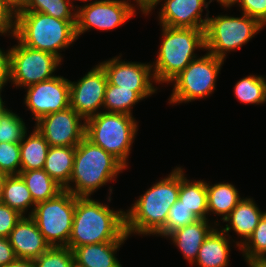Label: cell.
<instances>
[{
	"label": "cell",
	"mask_w": 266,
	"mask_h": 267,
	"mask_svg": "<svg viewBox=\"0 0 266 267\" xmlns=\"http://www.w3.org/2000/svg\"><path fill=\"white\" fill-rule=\"evenodd\" d=\"M35 125L49 146H77L85 138V119L71 106L39 118Z\"/></svg>",
	"instance_id": "cell-12"
},
{
	"label": "cell",
	"mask_w": 266,
	"mask_h": 267,
	"mask_svg": "<svg viewBox=\"0 0 266 267\" xmlns=\"http://www.w3.org/2000/svg\"><path fill=\"white\" fill-rule=\"evenodd\" d=\"M249 267H266L265 260H252L247 262Z\"/></svg>",
	"instance_id": "cell-44"
},
{
	"label": "cell",
	"mask_w": 266,
	"mask_h": 267,
	"mask_svg": "<svg viewBox=\"0 0 266 267\" xmlns=\"http://www.w3.org/2000/svg\"><path fill=\"white\" fill-rule=\"evenodd\" d=\"M72 267H80V266H78L76 263H74Z\"/></svg>",
	"instance_id": "cell-49"
},
{
	"label": "cell",
	"mask_w": 266,
	"mask_h": 267,
	"mask_svg": "<svg viewBox=\"0 0 266 267\" xmlns=\"http://www.w3.org/2000/svg\"><path fill=\"white\" fill-rule=\"evenodd\" d=\"M128 237L124 211H115L89 197H76L68 248L73 251L84 245L124 242Z\"/></svg>",
	"instance_id": "cell-1"
},
{
	"label": "cell",
	"mask_w": 266,
	"mask_h": 267,
	"mask_svg": "<svg viewBox=\"0 0 266 267\" xmlns=\"http://www.w3.org/2000/svg\"><path fill=\"white\" fill-rule=\"evenodd\" d=\"M215 223L216 222H214V225L211 227L208 219H199L187 226L174 230L168 234L166 238H170L180 249L184 259L188 260V262L193 265L202 243L215 228Z\"/></svg>",
	"instance_id": "cell-19"
},
{
	"label": "cell",
	"mask_w": 266,
	"mask_h": 267,
	"mask_svg": "<svg viewBox=\"0 0 266 267\" xmlns=\"http://www.w3.org/2000/svg\"><path fill=\"white\" fill-rule=\"evenodd\" d=\"M162 27L157 59L151 64L156 83H170L205 49V29Z\"/></svg>",
	"instance_id": "cell-5"
},
{
	"label": "cell",
	"mask_w": 266,
	"mask_h": 267,
	"mask_svg": "<svg viewBox=\"0 0 266 267\" xmlns=\"http://www.w3.org/2000/svg\"><path fill=\"white\" fill-rule=\"evenodd\" d=\"M6 51L0 48V89L10 81V49Z\"/></svg>",
	"instance_id": "cell-40"
},
{
	"label": "cell",
	"mask_w": 266,
	"mask_h": 267,
	"mask_svg": "<svg viewBox=\"0 0 266 267\" xmlns=\"http://www.w3.org/2000/svg\"><path fill=\"white\" fill-rule=\"evenodd\" d=\"M20 169V143L0 142V172L19 175Z\"/></svg>",
	"instance_id": "cell-35"
},
{
	"label": "cell",
	"mask_w": 266,
	"mask_h": 267,
	"mask_svg": "<svg viewBox=\"0 0 266 267\" xmlns=\"http://www.w3.org/2000/svg\"><path fill=\"white\" fill-rule=\"evenodd\" d=\"M61 61L53 53L31 49L18 40V44L10 48V82L26 88L51 79Z\"/></svg>",
	"instance_id": "cell-10"
},
{
	"label": "cell",
	"mask_w": 266,
	"mask_h": 267,
	"mask_svg": "<svg viewBox=\"0 0 266 267\" xmlns=\"http://www.w3.org/2000/svg\"><path fill=\"white\" fill-rule=\"evenodd\" d=\"M76 146H50L43 170L65 188L73 171Z\"/></svg>",
	"instance_id": "cell-22"
},
{
	"label": "cell",
	"mask_w": 266,
	"mask_h": 267,
	"mask_svg": "<svg viewBox=\"0 0 266 267\" xmlns=\"http://www.w3.org/2000/svg\"><path fill=\"white\" fill-rule=\"evenodd\" d=\"M2 203L18 211L23 216L29 208L33 207L32 211L28 214V216H31L36 205L26 183L20 175H6L3 185Z\"/></svg>",
	"instance_id": "cell-26"
},
{
	"label": "cell",
	"mask_w": 266,
	"mask_h": 267,
	"mask_svg": "<svg viewBox=\"0 0 266 267\" xmlns=\"http://www.w3.org/2000/svg\"><path fill=\"white\" fill-rule=\"evenodd\" d=\"M184 174L183 168L180 167V190L178 200L199 219H208L206 218V216L209 215L206 181L194 180L191 182Z\"/></svg>",
	"instance_id": "cell-24"
},
{
	"label": "cell",
	"mask_w": 266,
	"mask_h": 267,
	"mask_svg": "<svg viewBox=\"0 0 266 267\" xmlns=\"http://www.w3.org/2000/svg\"><path fill=\"white\" fill-rule=\"evenodd\" d=\"M24 104L32 112L34 120L70 106V82L63 76L26 87Z\"/></svg>",
	"instance_id": "cell-13"
},
{
	"label": "cell",
	"mask_w": 266,
	"mask_h": 267,
	"mask_svg": "<svg viewBox=\"0 0 266 267\" xmlns=\"http://www.w3.org/2000/svg\"><path fill=\"white\" fill-rule=\"evenodd\" d=\"M19 175L26 183L35 204L54 198L64 190L43 169L22 171Z\"/></svg>",
	"instance_id": "cell-27"
},
{
	"label": "cell",
	"mask_w": 266,
	"mask_h": 267,
	"mask_svg": "<svg viewBox=\"0 0 266 267\" xmlns=\"http://www.w3.org/2000/svg\"><path fill=\"white\" fill-rule=\"evenodd\" d=\"M136 2L137 7L144 15L150 14V12L155 8V6L162 0H133Z\"/></svg>",
	"instance_id": "cell-41"
},
{
	"label": "cell",
	"mask_w": 266,
	"mask_h": 267,
	"mask_svg": "<svg viewBox=\"0 0 266 267\" xmlns=\"http://www.w3.org/2000/svg\"><path fill=\"white\" fill-rule=\"evenodd\" d=\"M69 1H71V3H72V2H74L75 0H74V1L69 0ZM78 1H82V2L84 1V2L86 3L87 1H90V0H78Z\"/></svg>",
	"instance_id": "cell-48"
},
{
	"label": "cell",
	"mask_w": 266,
	"mask_h": 267,
	"mask_svg": "<svg viewBox=\"0 0 266 267\" xmlns=\"http://www.w3.org/2000/svg\"><path fill=\"white\" fill-rule=\"evenodd\" d=\"M197 220L199 218L186 208L180 200H177L169 209L165 226L157 234L166 237L174 230L187 226Z\"/></svg>",
	"instance_id": "cell-33"
},
{
	"label": "cell",
	"mask_w": 266,
	"mask_h": 267,
	"mask_svg": "<svg viewBox=\"0 0 266 267\" xmlns=\"http://www.w3.org/2000/svg\"><path fill=\"white\" fill-rule=\"evenodd\" d=\"M70 106L85 120L100 113L103 108L107 76L98 64L78 82L70 81Z\"/></svg>",
	"instance_id": "cell-15"
},
{
	"label": "cell",
	"mask_w": 266,
	"mask_h": 267,
	"mask_svg": "<svg viewBox=\"0 0 266 267\" xmlns=\"http://www.w3.org/2000/svg\"><path fill=\"white\" fill-rule=\"evenodd\" d=\"M8 239L18 259L35 260L50 248L31 216H22Z\"/></svg>",
	"instance_id": "cell-17"
},
{
	"label": "cell",
	"mask_w": 266,
	"mask_h": 267,
	"mask_svg": "<svg viewBox=\"0 0 266 267\" xmlns=\"http://www.w3.org/2000/svg\"><path fill=\"white\" fill-rule=\"evenodd\" d=\"M100 65L106 72L109 84L131 89L143 99L157 91L151 83H156L151 64L122 61L118 56L100 62Z\"/></svg>",
	"instance_id": "cell-14"
},
{
	"label": "cell",
	"mask_w": 266,
	"mask_h": 267,
	"mask_svg": "<svg viewBox=\"0 0 266 267\" xmlns=\"http://www.w3.org/2000/svg\"><path fill=\"white\" fill-rule=\"evenodd\" d=\"M180 190V167L159 182L153 184L131 209L125 212L126 233L157 235L165 226L169 209L178 200Z\"/></svg>",
	"instance_id": "cell-2"
},
{
	"label": "cell",
	"mask_w": 266,
	"mask_h": 267,
	"mask_svg": "<svg viewBox=\"0 0 266 267\" xmlns=\"http://www.w3.org/2000/svg\"><path fill=\"white\" fill-rule=\"evenodd\" d=\"M76 196L63 190L56 197L37 203L31 217L50 247L68 246Z\"/></svg>",
	"instance_id": "cell-8"
},
{
	"label": "cell",
	"mask_w": 266,
	"mask_h": 267,
	"mask_svg": "<svg viewBox=\"0 0 266 267\" xmlns=\"http://www.w3.org/2000/svg\"><path fill=\"white\" fill-rule=\"evenodd\" d=\"M27 132L20 116L6 109L0 115V142L20 143Z\"/></svg>",
	"instance_id": "cell-32"
},
{
	"label": "cell",
	"mask_w": 266,
	"mask_h": 267,
	"mask_svg": "<svg viewBox=\"0 0 266 267\" xmlns=\"http://www.w3.org/2000/svg\"><path fill=\"white\" fill-rule=\"evenodd\" d=\"M210 1L212 2L214 0H210ZM217 2L226 8H230L231 6L235 5V3L238 2V0H217Z\"/></svg>",
	"instance_id": "cell-45"
},
{
	"label": "cell",
	"mask_w": 266,
	"mask_h": 267,
	"mask_svg": "<svg viewBox=\"0 0 266 267\" xmlns=\"http://www.w3.org/2000/svg\"><path fill=\"white\" fill-rule=\"evenodd\" d=\"M11 31V32H10ZM0 33H10L14 38L16 34V13L0 0Z\"/></svg>",
	"instance_id": "cell-38"
},
{
	"label": "cell",
	"mask_w": 266,
	"mask_h": 267,
	"mask_svg": "<svg viewBox=\"0 0 266 267\" xmlns=\"http://www.w3.org/2000/svg\"><path fill=\"white\" fill-rule=\"evenodd\" d=\"M234 94L241 103L264 104L266 102V79L261 75L244 77L235 84Z\"/></svg>",
	"instance_id": "cell-29"
},
{
	"label": "cell",
	"mask_w": 266,
	"mask_h": 267,
	"mask_svg": "<svg viewBox=\"0 0 266 267\" xmlns=\"http://www.w3.org/2000/svg\"><path fill=\"white\" fill-rule=\"evenodd\" d=\"M5 177H6V174L0 172V203H2L3 185H4Z\"/></svg>",
	"instance_id": "cell-46"
},
{
	"label": "cell",
	"mask_w": 266,
	"mask_h": 267,
	"mask_svg": "<svg viewBox=\"0 0 266 267\" xmlns=\"http://www.w3.org/2000/svg\"><path fill=\"white\" fill-rule=\"evenodd\" d=\"M246 262L266 258V213L248 240L240 246Z\"/></svg>",
	"instance_id": "cell-31"
},
{
	"label": "cell",
	"mask_w": 266,
	"mask_h": 267,
	"mask_svg": "<svg viewBox=\"0 0 266 267\" xmlns=\"http://www.w3.org/2000/svg\"><path fill=\"white\" fill-rule=\"evenodd\" d=\"M4 267H36L34 260L29 259H16L13 262L5 265Z\"/></svg>",
	"instance_id": "cell-43"
},
{
	"label": "cell",
	"mask_w": 266,
	"mask_h": 267,
	"mask_svg": "<svg viewBox=\"0 0 266 267\" xmlns=\"http://www.w3.org/2000/svg\"><path fill=\"white\" fill-rule=\"evenodd\" d=\"M224 60L207 52L194 59L171 83H174L169 103L191 102L213 93Z\"/></svg>",
	"instance_id": "cell-9"
},
{
	"label": "cell",
	"mask_w": 266,
	"mask_h": 267,
	"mask_svg": "<svg viewBox=\"0 0 266 267\" xmlns=\"http://www.w3.org/2000/svg\"><path fill=\"white\" fill-rule=\"evenodd\" d=\"M16 14L22 11L28 0H1Z\"/></svg>",
	"instance_id": "cell-42"
},
{
	"label": "cell",
	"mask_w": 266,
	"mask_h": 267,
	"mask_svg": "<svg viewBox=\"0 0 266 267\" xmlns=\"http://www.w3.org/2000/svg\"><path fill=\"white\" fill-rule=\"evenodd\" d=\"M74 6L69 0H28L20 12H40L61 20H76Z\"/></svg>",
	"instance_id": "cell-30"
},
{
	"label": "cell",
	"mask_w": 266,
	"mask_h": 267,
	"mask_svg": "<svg viewBox=\"0 0 266 267\" xmlns=\"http://www.w3.org/2000/svg\"><path fill=\"white\" fill-rule=\"evenodd\" d=\"M222 229L214 228L202 243L193 264L198 267H228L230 236Z\"/></svg>",
	"instance_id": "cell-20"
},
{
	"label": "cell",
	"mask_w": 266,
	"mask_h": 267,
	"mask_svg": "<svg viewBox=\"0 0 266 267\" xmlns=\"http://www.w3.org/2000/svg\"><path fill=\"white\" fill-rule=\"evenodd\" d=\"M124 242H103L76 247L74 262L80 267H122L116 252Z\"/></svg>",
	"instance_id": "cell-21"
},
{
	"label": "cell",
	"mask_w": 266,
	"mask_h": 267,
	"mask_svg": "<svg viewBox=\"0 0 266 267\" xmlns=\"http://www.w3.org/2000/svg\"><path fill=\"white\" fill-rule=\"evenodd\" d=\"M130 0H95L76 7V36L95 28L108 31L123 25L136 14Z\"/></svg>",
	"instance_id": "cell-11"
},
{
	"label": "cell",
	"mask_w": 266,
	"mask_h": 267,
	"mask_svg": "<svg viewBox=\"0 0 266 267\" xmlns=\"http://www.w3.org/2000/svg\"><path fill=\"white\" fill-rule=\"evenodd\" d=\"M266 213L262 212L252 198H244L237 204V206L230 212V214L223 220L228 222L222 230L227 234L232 229L241 239L237 241L236 246L240 248L248 238L252 235L254 229L259 224L262 216Z\"/></svg>",
	"instance_id": "cell-18"
},
{
	"label": "cell",
	"mask_w": 266,
	"mask_h": 267,
	"mask_svg": "<svg viewBox=\"0 0 266 267\" xmlns=\"http://www.w3.org/2000/svg\"><path fill=\"white\" fill-rule=\"evenodd\" d=\"M1 91H2V89H0V115L7 109V107L5 108V106H4L5 104L1 98Z\"/></svg>",
	"instance_id": "cell-47"
},
{
	"label": "cell",
	"mask_w": 266,
	"mask_h": 267,
	"mask_svg": "<svg viewBox=\"0 0 266 267\" xmlns=\"http://www.w3.org/2000/svg\"><path fill=\"white\" fill-rule=\"evenodd\" d=\"M22 216L18 211L0 203V237L8 238Z\"/></svg>",
	"instance_id": "cell-36"
},
{
	"label": "cell",
	"mask_w": 266,
	"mask_h": 267,
	"mask_svg": "<svg viewBox=\"0 0 266 267\" xmlns=\"http://www.w3.org/2000/svg\"><path fill=\"white\" fill-rule=\"evenodd\" d=\"M16 259L17 257L9 239L0 237V267H4Z\"/></svg>",
	"instance_id": "cell-39"
},
{
	"label": "cell",
	"mask_w": 266,
	"mask_h": 267,
	"mask_svg": "<svg viewBox=\"0 0 266 267\" xmlns=\"http://www.w3.org/2000/svg\"><path fill=\"white\" fill-rule=\"evenodd\" d=\"M143 98L131 89L107 83L103 108L105 112L132 115V107Z\"/></svg>",
	"instance_id": "cell-28"
},
{
	"label": "cell",
	"mask_w": 266,
	"mask_h": 267,
	"mask_svg": "<svg viewBox=\"0 0 266 267\" xmlns=\"http://www.w3.org/2000/svg\"><path fill=\"white\" fill-rule=\"evenodd\" d=\"M15 39L31 49L53 53L62 60L60 50L77 40L76 20H61L40 12H18Z\"/></svg>",
	"instance_id": "cell-4"
},
{
	"label": "cell",
	"mask_w": 266,
	"mask_h": 267,
	"mask_svg": "<svg viewBox=\"0 0 266 267\" xmlns=\"http://www.w3.org/2000/svg\"><path fill=\"white\" fill-rule=\"evenodd\" d=\"M27 136L26 132L20 142V172L43 169L50 148L48 142L35 127L34 131Z\"/></svg>",
	"instance_id": "cell-23"
},
{
	"label": "cell",
	"mask_w": 266,
	"mask_h": 267,
	"mask_svg": "<svg viewBox=\"0 0 266 267\" xmlns=\"http://www.w3.org/2000/svg\"><path fill=\"white\" fill-rule=\"evenodd\" d=\"M208 214L212 212L221 215L223 221L241 201L239 192L231 183H216L210 185L206 182Z\"/></svg>",
	"instance_id": "cell-25"
},
{
	"label": "cell",
	"mask_w": 266,
	"mask_h": 267,
	"mask_svg": "<svg viewBox=\"0 0 266 267\" xmlns=\"http://www.w3.org/2000/svg\"><path fill=\"white\" fill-rule=\"evenodd\" d=\"M36 267H72L73 251L67 246L50 247L46 252L34 260Z\"/></svg>",
	"instance_id": "cell-34"
},
{
	"label": "cell",
	"mask_w": 266,
	"mask_h": 267,
	"mask_svg": "<svg viewBox=\"0 0 266 267\" xmlns=\"http://www.w3.org/2000/svg\"><path fill=\"white\" fill-rule=\"evenodd\" d=\"M210 3V0H164L159 12V23L173 28L205 29L209 12L204 19L202 12Z\"/></svg>",
	"instance_id": "cell-16"
},
{
	"label": "cell",
	"mask_w": 266,
	"mask_h": 267,
	"mask_svg": "<svg viewBox=\"0 0 266 267\" xmlns=\"http://www.w3.org/2000/svg\"><path fill=\"white\" fill-rule=\"evenodd\" d=\"M125 169L117 158L85 137L76 146L72 175L64 190L76 197H91L94 191L115 181ZM70 182H74L75 186H71Z\"/></svg>",
	"instance_id": "cell-3"
},
{
	"label": "cell",
	"mask_w": 266,
	"mask_h": 267,
	"mask_svg": "<svg viewBox=\"0 0 266 267\" xmlns=\"http://www.w3.org/2000/svg\"><path fill=\"white\" fill-rule=\"evenodd\" d=\"M85 137L117 158L126 168L138 125L133 115L100 112L85 120Z\"/></svg>",
	"instance_id": "cell-6"
},
{
	"label": "cell",
	"mask_w": 266,
	"mask_h": 267,
	"mask_svg": "<svg viewBox=\"0 0 266 267\" xmlns=\"http://www.w3.org/2000/svg\"><path fill=\"white\" fill-rule=\"evenodd\" d=\"M263 27L265 26L256 18L245 14L241 17L228 15L208 17L205 27V50L225 60L228 52L241 48Z\"/></svg>",
	"instance_id": "cell-7"
},
{
	"label": "cell",
	"mask_w": 266,
	"mask_h": 267,
	"mask_svg": "<svg viewBox=\"0 0 266 267\" xmlns=\"http://www.w3.org/2000/svg\"><path fill=\"white\" fill-rule=\"evenodd\" d=\"M242 13L256 18L263 26L266 25V0H238Z\"/></svg>",
	"instance_id": "cell-37"
}]
</instances>
